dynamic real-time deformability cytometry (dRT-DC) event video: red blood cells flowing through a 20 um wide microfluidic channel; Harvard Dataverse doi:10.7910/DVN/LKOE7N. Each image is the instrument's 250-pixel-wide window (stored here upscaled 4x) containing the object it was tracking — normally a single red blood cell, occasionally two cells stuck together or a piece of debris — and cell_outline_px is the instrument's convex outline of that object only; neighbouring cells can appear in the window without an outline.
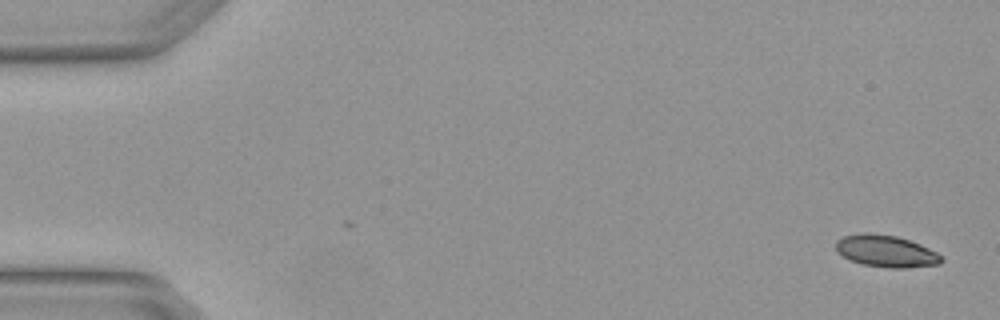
{"species": "Egyptian fruit bat (a non-hibernating species)", "species_latin": "Rousettus aegyptiacus", "temperature_condition": "warm", "stored_images_in_passage": 4, "camera_frame_rate_fps": 3000, "um_per_image_px": 0.085, "animal": {"sex": "female"}, "frame": {"image": 1, "passage_image": 1, "time_ms": 0.0, "image_size_px": [1000, 320], "cell_outline_px": [[944, 260], [940, 264], [908, 268], [888, 268], [860, 264], [836, 252], [836, 240], [844, 236], [864, 232], [868, 232], [896, 236], [920, 244], [936, 252]], "centroid_in_image_um": [75.3, 21.35], "position_along_channel_um": 9.7, "area_um2": 19.65}}
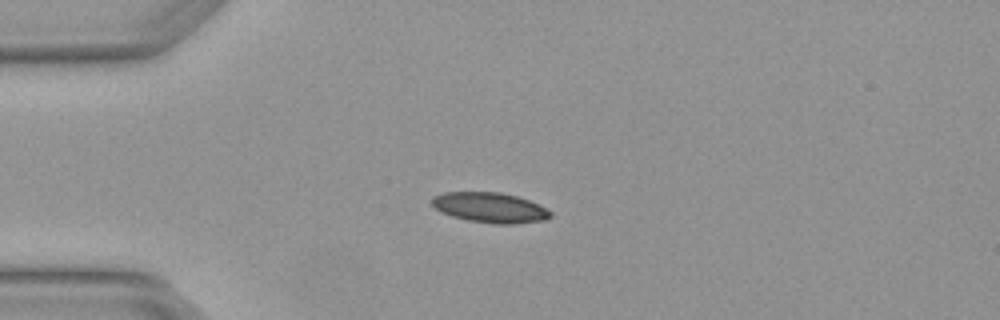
{"frame": {"image": 2, "passage_image": 3, "time_ms": 0.667, "image_size_px": [1000, 320], "cell_outline_px": [[552, 216], [544, 220], [516, 224], [496, 224], [468, 220], [452, 216], [440, 212], [432, 204], [432, 196], [444, 192], [500, 192], [516, 196], [528, 200], [552, 212]], "centroid_in_image_um": [41.63, 17.64], "position_along_channel_um": 43.4, "area_um2": 20.75}}
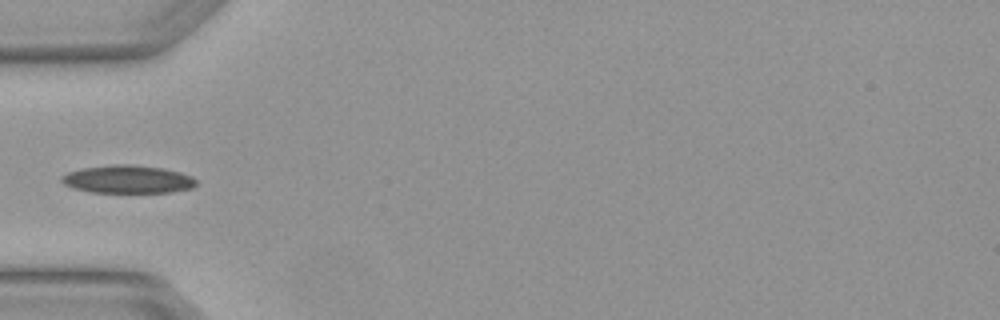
{"frame": {"image": 3, "passage_image": 4, "time_ms": 1.0, "image_size_px": [1000, 320], "cell_outline_px": [[196, 184], [192, 188], [168, 192], [92, 192], [76, 188], [64, 184], [60, 180], [60, 176], [68, 172], [80, 168], [112, 164], [132, 164], [164, 168], [180, 172], [192, 176], [196, 180]], "centroid_in_image_um": [10.85, 15.22], "position_along_channel_um": 74.2, "area_um2": 21.96}}